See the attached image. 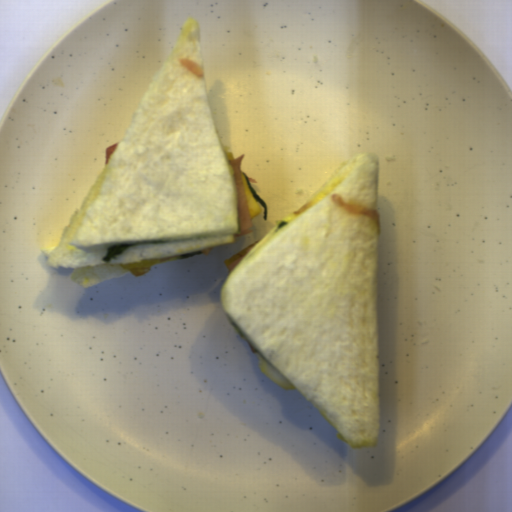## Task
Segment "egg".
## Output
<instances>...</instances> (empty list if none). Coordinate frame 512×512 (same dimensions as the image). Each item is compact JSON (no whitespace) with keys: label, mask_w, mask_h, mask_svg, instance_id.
<instances>
[{"label":"egg","mask_w":512,"mask_h":512,"mask_svg":"<svg viewBox=\"0 0 512 512\" xmlns=\"http://www.w3.org/2000/svg\"><path fill=\"white\" fill-rule=\"evenodd\" d=\"M346 178H340L334 182L329 183L325 187H323L316 195H314L307 203H305L298 210L290 214L284 221L291 222L298 218L300 215L305 213L311 207L319 203L322 199H324L327 195H329L332 191H334Z\"/></svg>","instance_id":"obj_1"},{"label":"egg","mask_w":512,"mask_h":512,"mask_svg":"<svg viewBox=\"0 0 512 512\" xmlns=\"http://www.w3.org/2000/svg\"><path fill=\"white\" fill-rule=\"evenodd\" d=\"M258 367L262 374L282 388L296 390L295 386L259 353Z\"/></svg>","instance_id":"obj_2"}]
</instances>
